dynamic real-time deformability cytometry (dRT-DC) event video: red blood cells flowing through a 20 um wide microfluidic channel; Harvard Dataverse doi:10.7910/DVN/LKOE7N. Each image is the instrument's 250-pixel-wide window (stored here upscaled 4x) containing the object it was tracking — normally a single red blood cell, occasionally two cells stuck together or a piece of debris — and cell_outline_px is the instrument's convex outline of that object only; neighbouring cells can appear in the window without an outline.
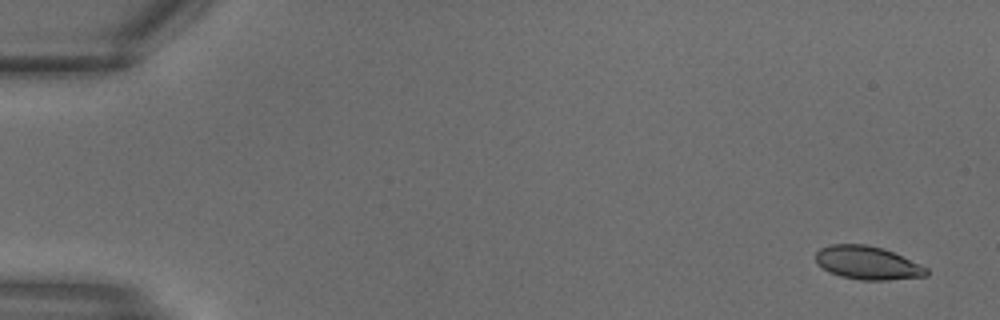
{"species": "common noctule bat (a hibernating species)", "species_latin": "Nyctalus noctula", "temperature_condition": "warm", "stored_images_in_passage": 11, "camera_frame_rate_fps": 3000, "um_per_image_px": 0.085, "animal": {"sex": "male", "body_mass_g": 18.8}, "frame": {"image": 1, "passage_image": 1, "time_ms": 0.0, "image_size_px": [1000, 320], "cell_outline_px": [[928, 276], [888, 280], [860, 280], [840, 276], [828, 272], [816, 260], [816, 252], [820, 248], [832, 244], [864, 244], [884, 248], [920, 264], [928, 268]], "centroid_in_image_um": [73.76, 22.34], "position_along_channel_um": 11.2, "area_um2": 21.5}}
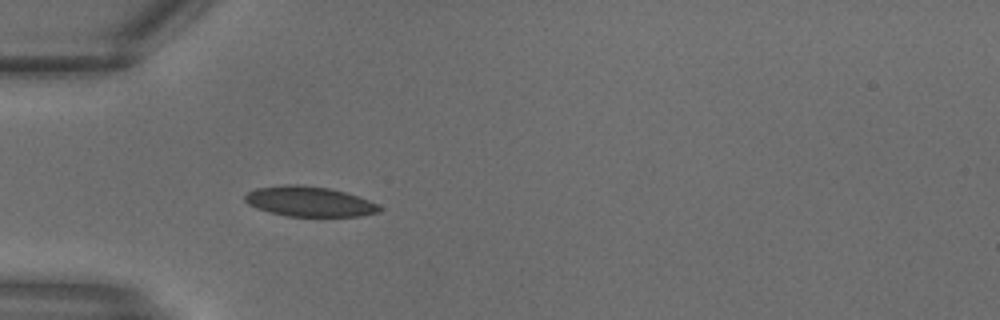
{"frame": {"image": 2, "passage_image": 9, "time_ms": 2.667, "image_size_px": [1000, 320], "cell_outline_px": [[384, 208], [380, 212], [360, 216], [288, 216], [268, 212], [256, 208], [248, 204], [244, 200], [244, 196], [248, 192], [256, 188], [284, 184], [300, 184], [328, 188], [344, 192], [368, 200]], "centroid_in_image_um": [26.26, 17.13], "position_along_channel_um": 58.7, "area_um2": 23.58}}